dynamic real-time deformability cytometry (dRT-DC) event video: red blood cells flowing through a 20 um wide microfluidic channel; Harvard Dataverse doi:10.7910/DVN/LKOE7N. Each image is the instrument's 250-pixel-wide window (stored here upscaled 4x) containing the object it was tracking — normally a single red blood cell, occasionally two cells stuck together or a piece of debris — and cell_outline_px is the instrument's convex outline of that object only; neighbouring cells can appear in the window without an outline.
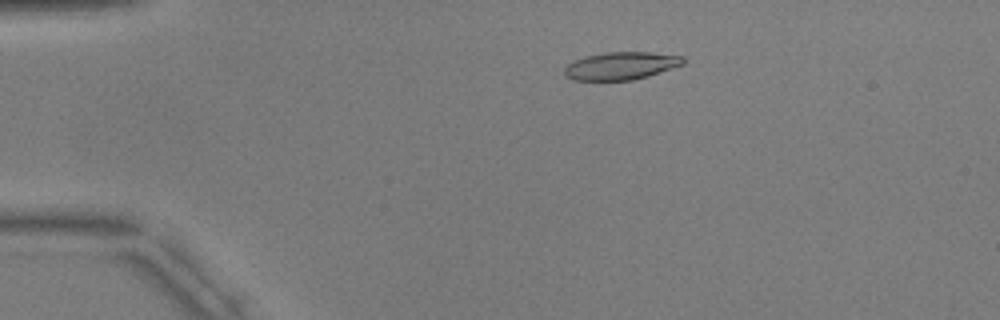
{"species": "common noctule bat (a hibernating species)", "species_latin": "Nyctalus noctula", "temperature_condition": "warm", "stored_images_in_passage": 7, "camera_frame_rate_fps": 3000, "um_per_image_px": 0.085, "animal": {"sex": "male", "body_mass_g": 17.9, "forearm_length_mm": 54.2}, "frame": {"image": 1, "passage_image": 4, "time_ms": 3.333, "image_size_px": [1000, 320], "cell_outline_px": [[684, 64], [648, 76], [632, 80], [572, 80], [564, 72], [564, 68], [568, 64], [584, 56], [604, 52], [648, 52], [684, 56]], "centroid_in_image_um": [52.79, 5.59], "position_along_channel_um": 32.2, "area_um2": 19.07}}
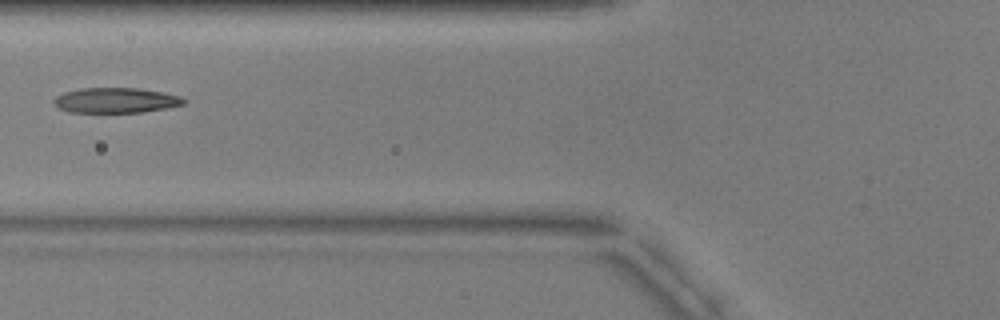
{"frame": {"image": 2, "passage_image": 7, "time_ms": 7.0, "image_size_px": [1000, 320], "cell_outline_px": [[188, 100], [184, 104], [168, 108], [144, 112], [68, 112], [52, 104], [52, 100], [56, 96], [64, 92], [80, 88], [136, 88], [164, 92], [180, 96]], "centroid_in_image_um": [9.85, 8.53], "position_along_channel_um": 116.0, "area_um2": 19.25}}